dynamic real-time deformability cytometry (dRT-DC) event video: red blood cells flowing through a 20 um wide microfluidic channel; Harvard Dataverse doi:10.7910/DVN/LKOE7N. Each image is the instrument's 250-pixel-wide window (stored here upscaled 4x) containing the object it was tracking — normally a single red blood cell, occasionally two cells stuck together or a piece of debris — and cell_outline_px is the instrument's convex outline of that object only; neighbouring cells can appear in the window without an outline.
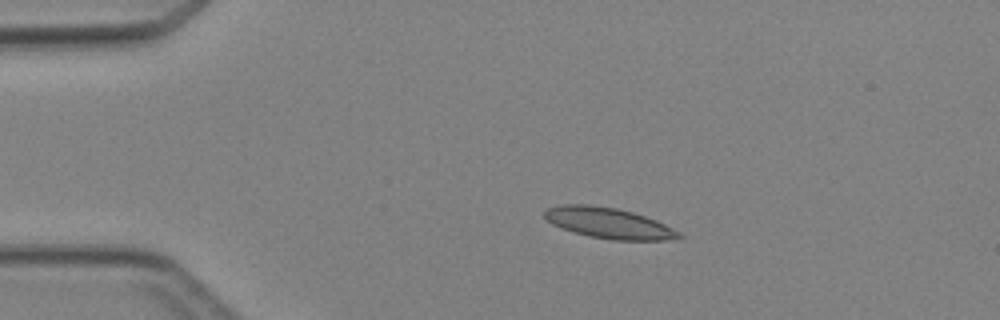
{"species": "Egyptian fruit bat (a non-hibernating species)", "species_latin": "Rousettus aegyptiacus", "temperature_condition": "cold", "stored_images_in_passage": 4, "camera_frame_rate_fps": 3000, "um_per_image_px": 0.085, "animal": {"sex": "female"}, "frame": {"image": 1, "passage_image": 3, "time_ms": 2.333, "image_size_px": [1000, 320], "cell_outline_px": [[684, 236], [680, 240], [612, 240], [588, 236], [552, 224], [544, 216], [544, 212], [548, 208], [564, 204], [588, 204], [616, 208], [632, 212], [656, 220], [680, 232]], "centroid_in_image_um": [51.8, 18.97], "position_along_channel_um": 33.2, "area_um2": 23.99}}